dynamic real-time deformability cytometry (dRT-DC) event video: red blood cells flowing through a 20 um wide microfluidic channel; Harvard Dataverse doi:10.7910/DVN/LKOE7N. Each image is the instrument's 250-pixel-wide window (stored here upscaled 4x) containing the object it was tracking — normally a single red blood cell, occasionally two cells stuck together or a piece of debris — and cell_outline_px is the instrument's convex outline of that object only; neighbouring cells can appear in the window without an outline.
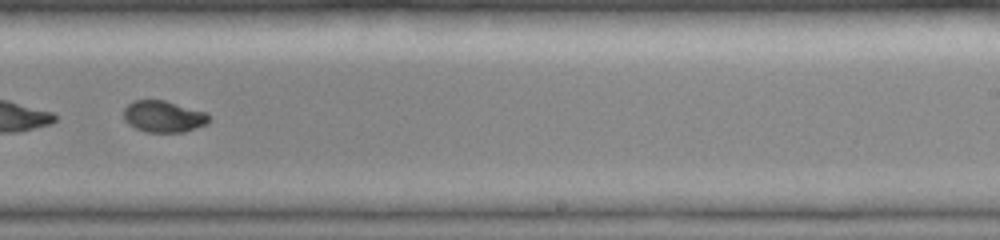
{"species": "common noctule bat (a hibernating species)", "species_latin": "Nyctalus noctula", "temperature_condition": "room temperature", "stored_images_in_passage": 42, "camera_frame_rate_fps": 3000, "um_per_image_px": 0.085, "animal": {"sex": "female", "body_mass_g": 19.0, "forearm_length_mm": 51.5}, "frame": {"image": 1, "passage_image": 28, "time_ms": 9.0, "image_size_px": [1000, 240], "cell_outline_px": [[208, 124], [184, 132], [148, 132], [136, 128], [128, 124], [124, 120], [124, 108], [132, 100], [164, 100], [208, 112]], "centroid_in_image_um": [13.9, 9.9], "position_along_channel_um": 275.1, "area_um2": 15.78}, "authors_computed_cell_mechanics": {"area_um2": 16.9065, "velocity_mm_per_s": 4.3223, "shape_relaxation_time_tau1_ms": 3.5648, "shape_relaxation_time_tau2_ms": 1.4359, "deformation_change_tau1": 0.1734, "deformation_change_tau2": 0.0351}}